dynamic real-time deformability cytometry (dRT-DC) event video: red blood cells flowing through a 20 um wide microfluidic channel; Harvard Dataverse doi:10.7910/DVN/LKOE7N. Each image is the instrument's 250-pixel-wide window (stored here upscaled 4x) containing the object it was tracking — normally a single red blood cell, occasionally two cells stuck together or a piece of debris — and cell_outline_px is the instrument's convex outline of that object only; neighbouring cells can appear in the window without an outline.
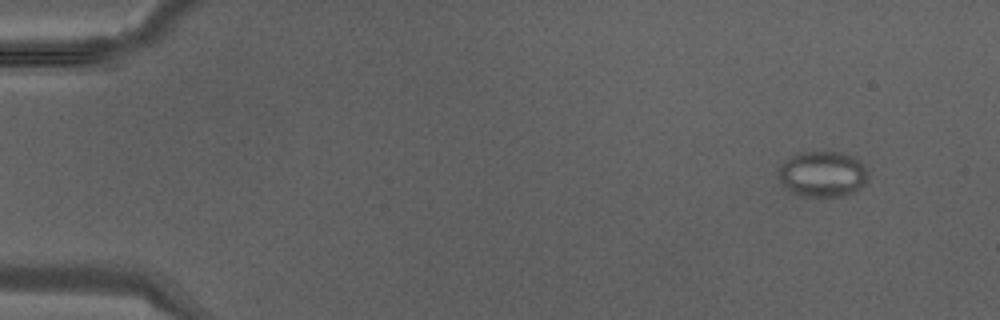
{"species": "Egyptian fruit bat (a non-hibernating species)", "species_latin": "Rousettus aegyptiacus", "temperature_condition": "warm", "stored_images_in_passage": 37, "camera_frame_rate_fps": 3000, "um_per_image_px": 0.085, "animal": {"sex": "male"}, "frame": {"image": 1, "passage_image": 1, "time_ms": 0.0, "image_size_px": [1000, 320], "cell_outline_px": [[868, 180], [860, 188], [844, 196], [800, 196], [792, 192], [780, 184], [780, 164], [792, 156], [800, 152], [840, 152], [852, 156], [860, 160], [868, 172]], "centroid_in_image_um": [69.93, 14.8], "position_along_channel_um": 15.1, "area_um2": 23.87}}
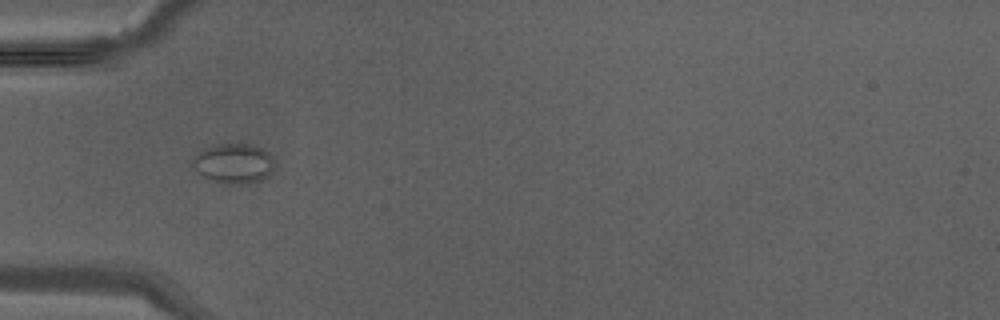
{"frame": {"image": 2, "passage_image": 11, "time_ms": 3.333, "image_size_px": [1000, 320], "cell_outline_px": [[272, 164], [268, 176], [260, 180], [240, 184], [228, 184], [200, 176], [192, 164], [192, 160], [196, 152], [204, 148], [220, 144], [252, 144], [264, 148], [268, 152], [272, 160]], "centroid_in_image_um": [19.81, 13.87], "position_along_channel_um": 65.2, "area_um2": 18.84}}
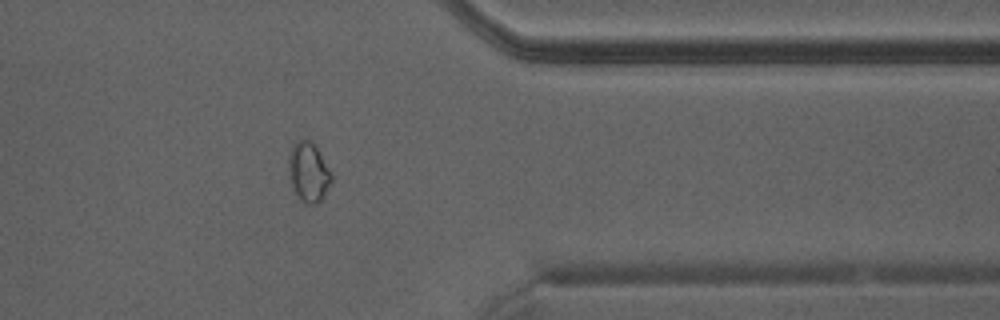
{"frame": {"image": 3, "passage_image": 30, "time_ms": 9.667, "image_size_px": [1000, 320], "cell_outline_px": [[332, 184], [320, 200], [316, 204], [308, 204], [300, 200], [292, 184], [288, 172], [288, 160], [292, 148], [300, 140], [308, 140], [316, 144], [332, 176]], "centroid_in_image_um": [26.24, 14.64], "position_along_channel_um": 385.2, "area_um2": 14.62}}